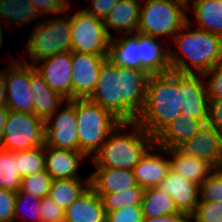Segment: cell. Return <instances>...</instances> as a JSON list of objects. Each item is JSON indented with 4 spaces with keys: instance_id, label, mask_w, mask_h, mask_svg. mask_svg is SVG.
Masks as SVG:
<instances>
[{
    "instance_id": "1",
    "label": "cell",
    "mask_w": 222,
    "mask_h": 222,
    "mask_svg": "<svg viewBox=\"0 0 222 222\" xmlns=\"http://www.w3.org/2000/svg\"><path fill=\"white\" fill-rule=\"evenodd\" d=\"M148 77L145 70L116 66L107 58L88 99L121 122H135L145 104Z\"/></svg>"
},
{
    "instance_id": "2",
    "label": "cell",
    "mask_w": 222,
    "mask_h": 222,
    "mask_svg": "<svg viewBox=\"0 0 222 222\" xmlns=\"http://www.w3.org/2000/svg\"><path fill=\"white\" fill-rule=\"evenodd\" d=\"M171 42L169 64L172 71L203 74L222 59V36L197 29L189 22Z\"/></svg>"
},
{
    "instance_id": "3",
    "label": "cell",
    "mask_w": 222,
    "mask_h": 222,
    "mask_svg": "<svg viewBox=\"0 0 222 222\" xmlns=\"http://www.w3.org/2000/svg\"><path fill=\"white\" fill-rule=\"evenodd\" d=\"M182 113L177 72L150 74L143 110L136 122L153 138Z\"/></svg>"
},
{
    "instance_id": "4",
    "label": "cell",
    "mask_w": 222,
    "mask_h": 222,
    "mask_svg": "<svg viewBox=\"0 0 222 222\" xmlns=\"http://www.w3.org/2000/svg\"><path fill=\"white\" fill-rule=\"evenodd\" d=\"M153 144L154 138L136 121L121 122L89 162L93 167L132 170Z\"/></svg>"
},
{
    "instance_id": "5",
    "label": "cell",
    "mask_w": 222,
    "mask_h": 222,
    "mask_svg": "<svg viewBox=\"0 0 222 222\" xmlns=\"http://www.w3.org/2000/svg\"><path fill=\"white\" fill-rule=\"evenodd\" d=\"M70 3L66 12L44 17L25 41L20 60L34 65L37 61L62 52H72Z\"/></svg>"
},
{
    "instance_id": "6",
    "label": "cell",
    "mask_w": 222,
    "mask_h": 222,
    "mask_svg": "<svg viewBox=\"0 0 222 222\" xmlns=\"http://www.w3.org/2000/svg\"><path fill=\"white\" fill-rule=\"evenodd\" d=\"M75 113L78 151L90 160L121 121L89 99H75Z\"/></svg>"
},
{
    "instance_id": "7",
    "label": "cell",
    "mask_w": 222,
    "mask_h": 222,
    "mask_svg": "<svg viewBox=\"0 0 222 222\" xmlns=\"http://www.w3.org/2000/svg\"><path fill=\"white\" fill-rule=\"evenodd\" d=\"M188 22L187 8L174 0H142L138 32L171 43ZM170 41V42H168Z\"/></svg>"
},
{
    "instance_id": "8",
    "label": "cell",
    "mask_w": 222,
    "mask_h": 222,
    "mask_svg": "<svg viewBox=\"0 0 222 222\" xmlns=\"http://www.w3.org/2000/svg\"><path fill=\"white\" fill-rule=\"evenodd\" d=\"M70 2L72 51L108 56L111 37L102 20Z\"/></svg>"
},
{
    "instance_id": "9",
    "label": "cell",
    "mask_w": 222,
    "mask_h": 222,
    "mask_svg": "<svg viewBox=\"0 0 222 222\" xmlns=\"http://www.w3.org/2000/svg\"><path fill=\"white\" fill-rule=\"evenodd\" d=\"M45 146L44 121L33 113L10 110L1 148L12 152Z\"/></svg>"
},
{
    "instance_id": "10",
    "label": "cell",
    "mask_w": 222,
    "mask_h": 222,
    "mask_svg": "<svg viewBox=\"0 0 222 222\" xmlns=\"http://www.w3.org/2000/svg\"><path fill=\"white\" fill-rule=\"evenodd\" d=\"M4 61V82L6 89V107L9 110L33 113V93L30 87V64L16 56Z\"/></svg>"
},
{
    "instance_id": "11",
    "label": "cell",
    "mask_w": 222,
    "mask_h": 222,
    "mask_svg": "<svg viewBox=\"0 0 222 222\" xmlns=\"http://www.w3.org/2000/svg\"><path fill=\"white\" fill-rule=\"evenodd\" d=\"M45 146L78 151V121L75 99L66 101L44 122Z\"/></svg>"
},
{
    "instance_id": "12",
    "label": "cell",
    "mask_w": 222,
    "mask_h": 222,
    "mask_svg": "<svg viewBox=\"0 0 222 222\" xmlns=\"http://www.w3.org/2000/svg\"><path fill=\"white\" fill-rule=\"evenodd\" d=\"M108 56L72 51V100L88 99L94 92L100 69Z\"/></svg>"
},
{
    "instance_id": "13",
    "label": "cell",
    "mask_w": 222,
    "mask_h": 222,
    "mask_svg": "<svg viewBox=\"0 0 222 222\" xmlns=\"http://www.w3.org/2000/svg\"><path fill=\"white\" fill-rule=\"evenodd\" d=\"M177 87L181 91V115L208 120L209 99L203 75L177 72Z\"/></svg>"
},
{
    "instance_id": "14",
    "label": "cell",
    "mask_w": 222,
    "mask_h": 222,
    "mask_svg": "<svg viewBox=\"0 0 222 222\" xmlns=\"http://www.w3.org/2000/svg\"><path fill=\"white\" fill-rule=\"evenodd\" d=\"M36 70L46 84L67 101L72 100L71 52H62L37 61Z\"/></svg>"
},
{
    "instance_id": "15",
    "label": "cell",
    "mask_w": 222,
    "mask_h": 222,
    "mask_svg": "<svg viewBox=\"0 0 222 222\" xmlns=\"http://www.w3.org/2000/svg\"><path fill=\"white\" fill-rule=\"evenodd\" d=\"M44 152L45 171L52 180L90 179L89 174L84 178L79 172L82 162L90 161L80 151L44 146Z\"/></svg>"
},
{
    "instance_id": "16",
    "label": "cell",
    "mask_w": 222,
    "mask_h": 222,
    "mask_svg": "<svg viewBox=\"0 0 222 222\" xmlns=\"http://www.w3.org/2000/svg\"><path fill=\"white\" fill-rule=\"evenodd\" d=\"M178 148L188 155L206 160L215 169L222 168V133L208 124Z\"/></svg>"
},
{
    "instance_id": "17",
    "label": "cell",
    "mask_w": 222,
    "mask_h": 222,
    "mask_svg": "<svg viewBox=\"0 0 222 222\" xmlns=\"http://www.w3.org/2000/svg\"><path fill=\"white\" fill-rule=\"evenodd\" d=\"M170 170L168 149L153 144L132 169L136 183L144 189L157 187Z\"/></svg>"
},
{
    "instance_id": "18",
    "label": "cell",
    "mask_w": 222,
    "mask_h": 222,
    "mask_svg": "<svg viewBox=\"0 0 222 222\" xmlns=\"http://www.w3.org/2000/svg\"><path fill=\"white\" fill-rule=\"evenodd\" d=\"M42 19L30 0H0V24L9 35L35 27Z\"/></svg>"
},
{
    "instance_id": "19",
    "label": "cell",
    "mask_w": 222,
    "mask_h": 222,
    "mask_svg": "<svg viewBox=\"0 0 222 222\" xmlns=\"http://www.w3.org/2000/svg\"><path fill=\"white\" fill-rule=\"evenodd\" d=\"M157 187L172 197L180 212L192 214L199 204L200 186L171 168L166 178Z\"/></svg>"
},
{
    "instance_id": "20",
    "label": "cell",
    "mask_w": 222,
    "mask_h": 222,
    "mask_svg": "<svg viewBox=\"0 0 222 222\" xmlns=\"http://www.w3.org/2000/svg\"><path fill=\"white\" fill-rule=\"evenodd\" d=\"M142 0H119L103 21L112 38L138 32Z\"/></svg>"
},
{
    "instance_id": "21",
    "label": "cell",
    "mask_w": 222,
    "mask_h": 222,
    "mask_svg": "<svg viewBox=\"0 0 222 222\" xmlns=\"http://www.w3.org/2000/svg\"><path fill=\"white\" fill-rule=\"evenodd\" d=\"M140 69L150 74H164L171 71L169 64V43L139 32Z\"/></svg>"
},
{
    "instance_id": "22",
    "label": "cell",
    "mask_w": 222,
    "mask_h": 222,
    "mask_svg": "<svg viewBox=\"0 0 222 222\" xmlns=\"http://www.w3.org/2000/svg\"><path fill=\"white\" fill-rule=\"evenodd\" d=\"M30 87L33 93V114L44 122L67 101L52 90L43 76L30 64Z\"/></svg>"
},
{
    "instance_id": "23",
    "label": "cell",
    "mask_w": 222,
    "mask_h": 222,
    "mask_svg": "<svg viewBox=\"0 0 222 222\" xmlns=\"http://www.w3.org/2000/svg\"><path fill=\"white\" fill-rule=\"evenodd\" d=\"M207 121L180 115L154 137V144L164 149L178 148L198 133Z\"/></svg>"
},
{
    "instance_id": "24",
    "label": "cell",
    "mask_w": 222,
    "mask_h": 222,
    "mask_svg": "<svg viewBox=\"0 0 222 222\" xmlns=\"http://www.w3.org/2000/svg\"><path fill=\"white\" fill-rule=\"evenodd\" d=\"M90 173V187L95 193H114L137 185L132 170L94 167Z\"/></svg>"
},
{
    "instance_id": "25",
    "label": "cell",
    "mask_w": 222,
    "mask_h": 222,
    "mask_svg": "<svg viewBox=\"0 0 222 222\" xmlns=\"http://www.w3.org/2000/svg\"><path fill=\"white\" fill-rule=\"evenodd\" d=\"M64 222H106L101 197L89 187L65 210Z\"/></svg>"
},
{
    "instance_id": "26",
    "label": "cell",
    "mask_w": 222,
    "mask_h": 222,
    "mask_svg": "<svg viewBox=\"0 0 222 222\" xmlns=\"http://www.w3.org/2000/svg\"><path fill=\"white\" fill-rule=\"evenodd\" d=\"M187 15L192 26L222 36L221 0H194L187 8ZM192 15L195 23L190 20Z\"/></svg>"
},
{
    "instance_id": "27",
    "label": "cell",
    "mask_w": 222,
    "mask_h": 222,
    "mask_svg": "<svg viewBox=\"0 0 222 222\" xmlns=\"http://www.w3.org/2000/svg\"><path fill=\"white\" fill-rule=\"evenodd\" d=\"M168 155L170 168L199 186L215 170L206 160L188 155L179 148L168 149Z\"/></svg>"
},
{
    "instance_id": "28",
    "label": "cell",
    "mask_w": 222,
    "mask_h": 222,
    "mask_svg": "<svg viewBox=\"0 0 222 222\" xmlns=\"http://www.w3.org/2000/svg\"><path fill=\"white\" fill-rule=\"evenodd\" d=\"M107 58L116 66L140 69L139 32L112 37Z\"/></svg>"
},
{
    "instance_id": "29",
    "label": "cell",
    "mask_w": 222,
    "mask_h": 222,
    "mask_svg": "<svg viewBox=\"0 0 222 222\" xmlns=\"http://www.w3.org/2000/svg\"><path fill=\"white\" fill-rule=\"evenodd\" d=\"M90 187V179L52 180L48 197L66 210Z\"/></svg>"
},
{
    "instance_id": "30",
    "label": "cell",
    "mask_w": 222,
    "mask_h": 222,
    "mask_svg": "<svg viewBox=\"0 0 222 222\" xmlns=\"http://www.w3.org/2000/svg\"><path fill=\"white\" fill-rule=\"evenodd\" d=\"M141 207L143 218L180 213L172 197L158 187L145 189Z\"/></svg>"
},
{
    "instance_id": "31",
    "label": "cell",
    "mask_w": 222,
    "mask_h": 222,
    "mask_svg": "<svg viewBox=\"0 0 222 222\" xmlns=\"http://www.w3.org/2000/svg\"><path fill=\"white\" fill-rule=\"evenodd\" d=\"M18 151L12 152L0 147V189L17 192L21 187Z\"/></svg>"
},
{
    "instance_id": "32",
    "label": "cell",
    "mask_w": 222,
    "mask_h": 222,
    "mask_svg": "<svg viewBox=\"0 0 222 222\" xmlns=\"http://www.w3.org/2000/svg\"><path fill=\"white\" fill-rule=\"evenodd\" d=\"M144 191L145 189L137 184L120 192L96 194L101 197L105 212L108 213L129 206H141Z\"/></svg>"
},
{
    "instance_id": "33",
    "label": "cell",
    "mask_w": 222,
    "mask_h": 222,
    "mask_svg": "<svg viewBox=\"0 0 222 222\" xmlns=\"http://www.w3.org/2000/svg\"><path fill=\"white\" fill-rule=\"evenodd\" d=\"M40 207L41 198L38 196L17 192L13 222H41Z\"/></svg>"
},
{
    "instance_id": "34",
    "label": "cell",
    "mask_w": 222,
    "mask_h": 222,
    "mask_svg": "<svg viewBox=\"0 0 222 222\" xmlns=\"http://www.w3.org/2000/svg\"><path fill=\"white\" fill-rule=\"evenodd\" d=\"M18 166L21 178L45 170L44 146L30 150L18 151Z\"/></svg>"
},
{
    "instance_id": "35",
    "label": "cell",
    "mask_w": 222,
    "mask_h": 222,
    "mask_svg": "<svg viewBox=\"0 0 222 222\" xmlns=\"http://www.w3.org/2000/svg\"><path fill=\"white\" fill-rule=\"evenodd\" d=\"M52 178L45 171L24 177L21 179V187L17 192H28L39 198H44L49 195Z\"/></svg>"
},
{
    "instance_id": "36",
    "label": "cell",
    "mask_w": 222,
    "mask_h": 222,
    "mask_svg": "<svg viewBox=\"0 0 222 222\" xmlns=\"http://www.w3.org/2000/svg\"><path fill=\"white\" fill-rule=\"evenodd\" d=\"M222 202V168L215 169L200 185V200Z\"/></svg>"
},
{
    "instance_id": "37",
    "label": "cell",
    "mask_w": 222,
    "mask_h": 222,
    "mask_svg": "<svg viewBox=\"0 0 222 222\" xmlns=\"http://www.w3.org/2000/svg\"><path fill=\"white\" fill-rule=\"evenodd\" d=\"M192 222H222V202L199 201Z\"/></svg>"
},
{
    "instance_id": "38",
    "label": "cell",
    "mask_w": 222,
    "mask_h": 222,
    "mask_svg": "<svg viewBox=\"0 0 222 222\" xmlns=\"http://www.w3.org/2000/svg\"><path fill=\"white\" fill-rule=\"evenodd\" d=\"M209 100L222 98V59L209 71L202 74Z\"/></svg>"
},
{
    "instance_id": "39",
    "label": "cell",
    "mask_w": 222,
    "mask_h": 222,
    "mask_svg": "<svg viewBox=\"0 0 222 222\" xmlns=\"http://www.w3.org/2000/svg\"><path fill=\"white\" fill-rule=\"evenodd\" d=\"M141 206H129L106 213V222H143Z\"/></svg>"
},
{
    "instance_id": "40",
    "label": "cell",
    "mask_w": 222,
    "mask_h": 222,
    "mask_svg": "<svg viewBox=\"0 0 222 222\" xmlns=\"http://www.w3.org/2000/svg\"><path fill=\"white\" fill-rule=\"evenodd\" d=\"M71 1L72 0H30L43 18L66 12Z\"/></svg>"
},
{
    "instance_id": "41",
    "label": "cell",
    "mask_w": 222,
    "mask_h": 222,
    "mask_svg": "<svg viewBox=\"0 0 222 222\" xmlns=\"http://www.w3.org/2000/svg\"><path fill=\"white\" fill-rule=\"evenodd\" d=\"M41 222H64L65 210L48 196L41 199Z\"/></svg>"
},
{
    "instance_id": "42",
    "label": "cell",
    "mask_w": 222,
    "mask_h": 222,
    "mask_svg": "<svg viewBox=\"0 0 222 222\" xmlns=\"http://www.w3.org/2000/svg\"><path fill=\"white\" fill-rule=\"evenodd\" d=\"M17 192L0 189V222H13Z\"/></svg>"
},
{
    "instance_id": "43",
    "label": "cell",
    "mask_w": 222,
    "mask_h": 222,
    "mask_svg": "<svg viewBox=\"0 0 222 222\" xmlns=\"http://www.w3.org/2000/svg\"><path fill=\"white\" fill-rule=\"evenodd\" d=\"M89 4L84 9L94 17L104 21L113 6L119 0H88Z\"/></svg>"
},
{
    "instance_id": "44",
    "label": "cell",
    "mask_w": 222,
    "mask_h": 222,
    "mask_svg": "<svg viewBox=\"0 0 222 222\" xmlns=\"http://www.w3.org/2000/svg\"><path fill=\"white\" fill-rule=\"evenodd\" d=\"M207 124L222 133V98L209 100Z\"/></svg>"
},
{
    "instance_id": "45",
    "label": "cell",
    "mask_w": 222,
    "mask_h": 222,
    "mask_svg": "<svg viewBox=\"0 0 222 222\" xmlns=\"http://www.w3.org/2000/svg\"><path fill=\"white\" fill-rule=\"evenodd\" d=\"M143 222H192V217L191 214L180 212L173 215L144 218Z\"/></svg>"
},
{
    "instance_id": "46",
    "label": "cell",
    "mask_w": 222,
    "mask_h": 222,
    "mask_svg": "<svg viewBox=\"0 0 222 222\" xmlns=\"http://www.w3.org/2000/svg\"><path fill=\"white\" fill-rule=\"evenodd\" d=\"M9 112L10 110L6 106H3L0 108V147L2 144L4 129H5Z\"/></svg>"
},
{
    "instance_id": "47",
    "label": "cell",
    "mask_w": 222,
    "mask_h": 222,
    "mask_svg": "<svg viewBox=\"0 0 222 222\" xmlns=\"http://www.w3.org/2000/svg\"><path fill=\"white\" fill-rule=\"evenodd\" d=\"M6 106V89L4 82V68L0 70V108Z\"/></svg>"
},
{
    "instance_id": "48",
    "label": "cell",
    "mask_w": 222,
    "mask_h": 222,
    "mask_svg": "<svg viewBox=\"0 0 222 222\" xmlns=\"http://www.w3.org/2000/svg\"><path fill=\"white\" fill-rule=\"evenodd\" d=\"M7 34V32L5 31V29L2 27V25L0 24V51H1V49H3V47L2 46H4L3 44V42H5V40H4V34Z\"/></svg>"
},
{
    "instance_id": "49",
    "label": "cell",
    "mask_w": 222,
    "mask_h": 222,
    "mask_svg": "<svg viewBox=\"0 0 222 222\" xmlns=\"http://www.w3.org/2000/svg\"><path fill=\"white\" fill-rule=\"evenodd\" d=\"M174 1H176V2H178V3H181V4L184 5L186 8H188V7L192 4V2H193L194 0H174Z\"/></svg>"
}]
</instances>
